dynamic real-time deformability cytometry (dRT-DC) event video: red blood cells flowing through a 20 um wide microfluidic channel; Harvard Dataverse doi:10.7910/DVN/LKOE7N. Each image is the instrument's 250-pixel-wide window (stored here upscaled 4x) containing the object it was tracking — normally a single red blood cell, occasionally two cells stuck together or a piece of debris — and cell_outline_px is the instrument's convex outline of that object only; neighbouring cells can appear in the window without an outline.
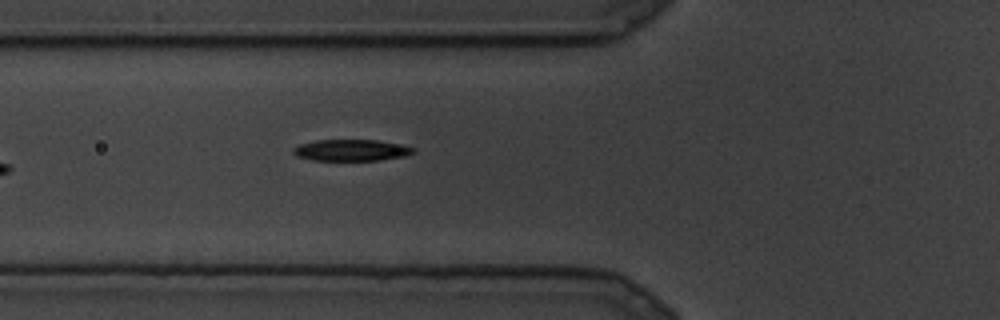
{"species": "common noctule bat (a hibernating species)", "species_latin": "Nyctalus noctula", "temperature_condition": "cold", "stored_images_in_passage": 8, "camera_frame_rate_fps": 3000, "um_per_image_px": 0.085, "animal": {"sex": "male", "body_mass_g": 19.5, "forearm_length_mm": 54.6}, "frame": {"image": 1, "passage_image": 6, "time_ms": 1.667, "image_size_px": [1000, 320], "cell_outline_px": [[416, 152], [408, 156], [380, 160], [312, 160], [296, 156], [292, 152], [292, 148], [300, 144], [316, 140], [376, 140], [400, 144], [416, 148]], "centroid_in_image_um": [29.89, 12.77], "position_along_channel_um": 95.9, "area_um2": 15.14}}
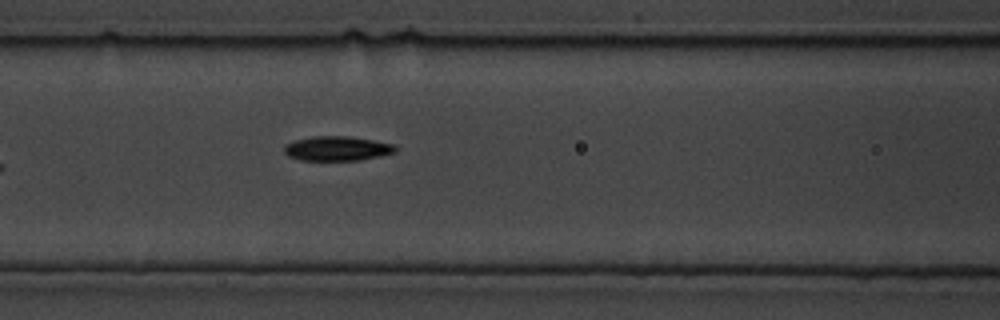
{"frame": {"image": 2, "passage_image": 8, "time_ms": 2.333, "image_size_px": [1000, 320], "cell_outline_px": [[396, 152], [380, 156], [360, 160], [300, 160], [288, 156], [284, 152], [284, 144], [296, 140], [312, 136], [348, 136], [372, 140], [392, 144], [396, 148]], "centroid_in_image_um": [28.62, 12.62], "position_along_channel_um": 138.0, "area_um2": 15.84}}